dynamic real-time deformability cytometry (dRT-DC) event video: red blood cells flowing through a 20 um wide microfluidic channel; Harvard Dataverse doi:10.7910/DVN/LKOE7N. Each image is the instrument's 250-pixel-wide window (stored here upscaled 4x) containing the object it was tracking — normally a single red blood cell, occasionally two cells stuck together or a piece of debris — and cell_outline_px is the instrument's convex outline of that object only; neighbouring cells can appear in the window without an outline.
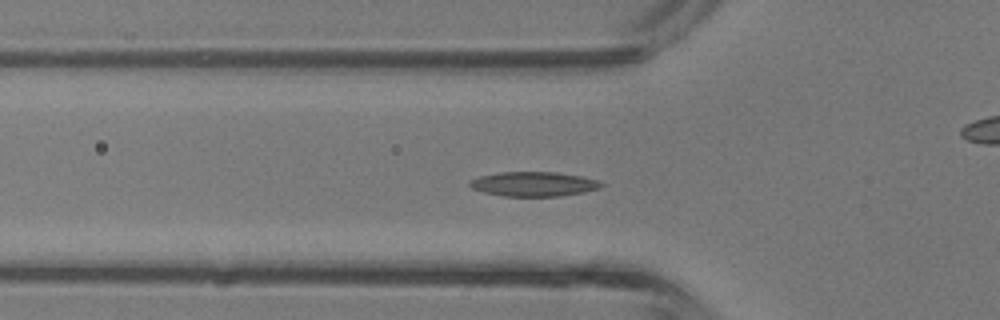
{"species": "common noctule bat (a hibernating species)", "species_latin": "Nyctalus noctula", "temperature_condition": "room temperature", "stored_images_in_passage": 32, "camera_frame_rate_fps": 3000, "um_per_image_px": 0.085, "animal": {"sex": "male", "body_mass_g": 13.3}, "frame": {"image": 1, "passage_image": 11, "time_ms": 3.333, "image_size_px": [1000, 320], "cell_outline_px": [[604, 184], [600, 188], [584, 192], [560, 196], [504, 196], [484, 192], [472, 188], [468, 184], [472, 180], [480, 176], [500, 172], [556, 172], [580, 176], [596, 180]], "centroid_in_image_um": [45.37, 15.64], "position_along_channel_um": 80.4, "area_um2": 18.61}}
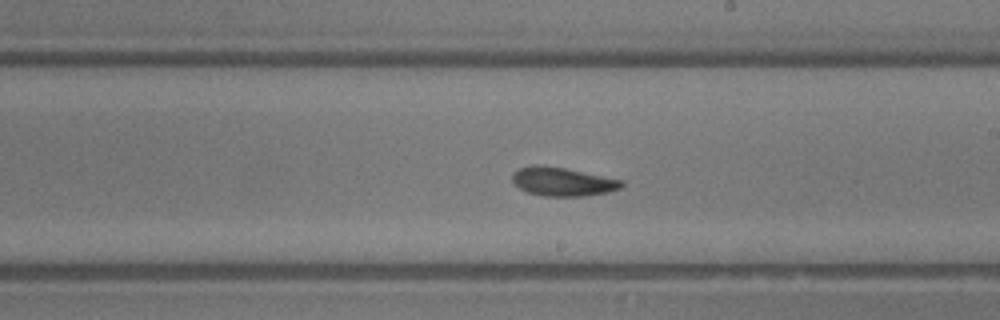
{"frame": {"image": 2, "passage_image": 21, "time_ms": 6.667, "image_size_px": [1000, 320], "cell_outline_px": [[624, 184], [620, 188], [608, 192], [584, 196], [544, 196], [528, 192], [520, 188], [512, 180], [512, 172], [520, 168], [564, 168], [624, 180]], "centroid_in_image_um": [47.9, 15.48], "position_along_channel_um": 241.1, "area_um2": 17.51}}
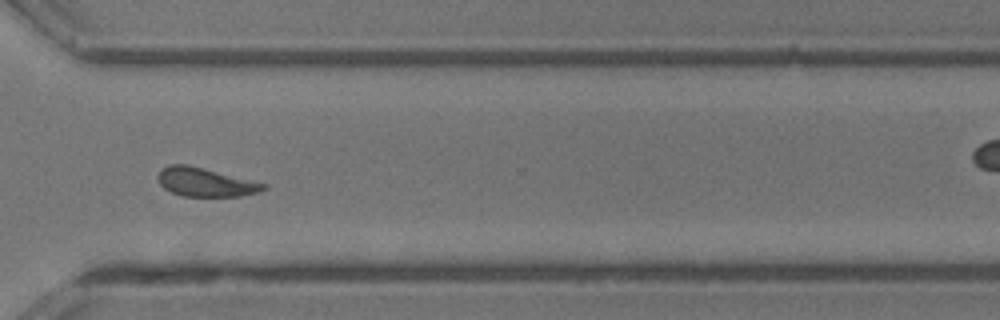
{"frame": {"image": 3, "passage_image": 28, "time_ms": 9.0, "image_size_px": [1000, 320], "cell_outline_px": [[268, 188], [256, 192], [240, 196], [180, 196], [164, 188], [160, 184], [156, 176], [160, 168], [168, 164], [188, 164], [268, 184]], "centroid_in_image_um": [17.41, 15.47], "position_along_channel_um": 353.2, "area_um2": 17.8}, "authors_computed_cell_mechanics": {"area_um2": 18.0914, "velocity_mm_per_s": 4.8041, "shape_relaxation_time_tau1_ms": 2.8297, "shape_relaxation_time_tau2_ms": 3.1639, "deformation_change_tau1": 0.1098, "deformation_change_tau2": 0.105}}